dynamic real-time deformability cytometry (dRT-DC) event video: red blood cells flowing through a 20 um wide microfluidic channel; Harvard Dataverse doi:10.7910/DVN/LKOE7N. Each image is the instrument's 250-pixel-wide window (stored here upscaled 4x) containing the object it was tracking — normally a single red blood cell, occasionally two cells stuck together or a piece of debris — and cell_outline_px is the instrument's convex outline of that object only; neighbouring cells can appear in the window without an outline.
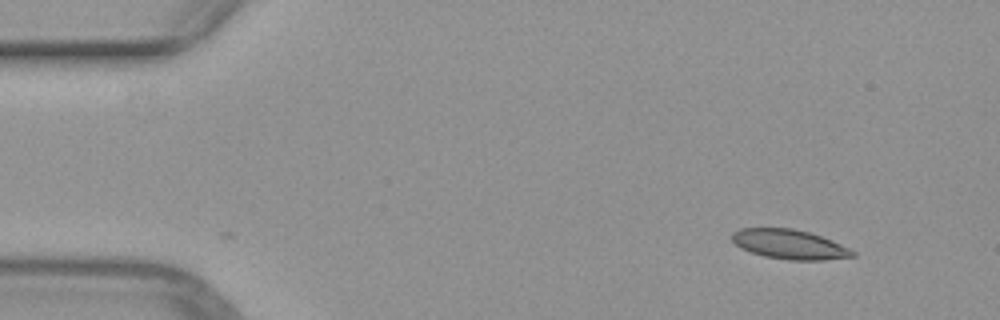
{"species": "common noctule bat (a hibernating species)", "species_latin": "Nyctalus noctula", "temperature_condition": "warm", "stored_images_in_passage": 47, "camera_frame_rate_fps": 3000, "um_per_image_px": 0.085, "animal": {"sex": "female", "body_mass_g": 29.2, "forearm_length_mm": 56.3}, "frame": {"image": 1, "passage_image": 1, "time_ms": 0.0, "image_size_px": [1000, 320], "cell_outline_px": [[856, 256], [824, 260], [788, 260], [764, 256], [740, 248], [732, 240], [732, 232], [740, 228], [792, 228], [808, 232], [832, 240], [856, 252]], "centroid_in_image_um": [67.1, 20.77], "position_along_channel_um": 17.9, "area_um2": 20.69}}
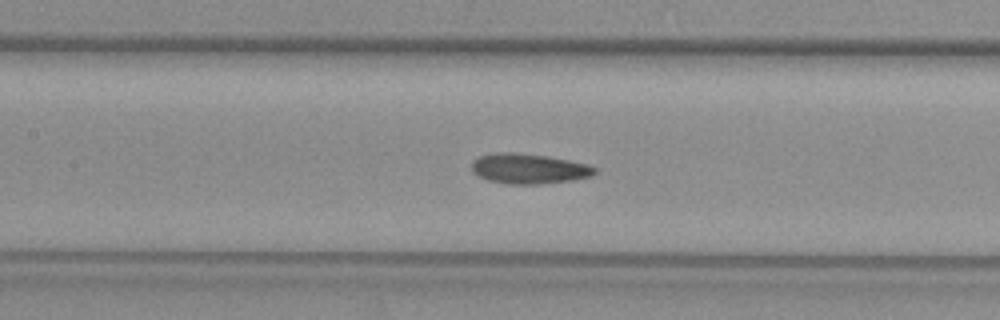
{"frame": {"image": 2, "passage_image": 19, "time_ms": 6.0, "image_size_px": [1000, 320], "cell_outline_px": [[596, 172], [592, 176], [572, 180], [540, 184], [508, 184], [488, 180], [472, 172], [472, 160], [480, 156], [496, 152], [516, 152], [548, 156], [588, 164], [596, 168]], "centroid_in_image_um": [44.94, 14.33], "position_along_channel_um": 162.5, "area_um2": 21.68}}
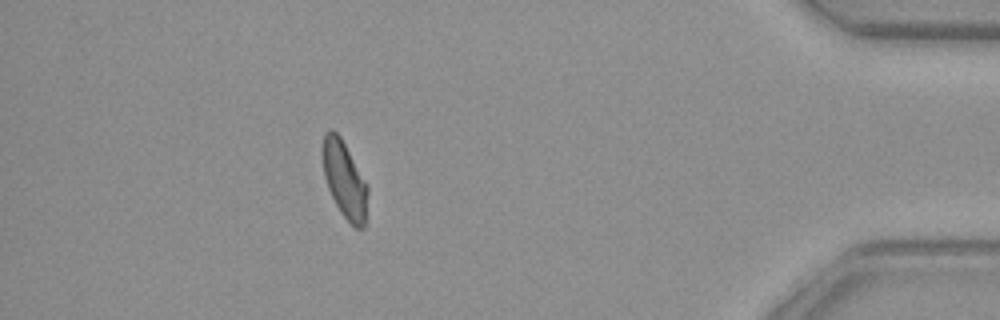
{"frame": {"image": 3, "passage_image": 41, "time_ms": 13.333, "image_size_px": [1000, 320], "cell_outline_px": [[368, 192], [364, 228], [356, 228], [340, 212], [328, 188], [324, 176], [320, 152], [324, 132], [328, 128], [332, 128], [340, 136], [368, 184]], "centroid_in_image_um": [29.25, 15.2], "position_along_channel_um": 405.9, "area_um2": 20.46}}